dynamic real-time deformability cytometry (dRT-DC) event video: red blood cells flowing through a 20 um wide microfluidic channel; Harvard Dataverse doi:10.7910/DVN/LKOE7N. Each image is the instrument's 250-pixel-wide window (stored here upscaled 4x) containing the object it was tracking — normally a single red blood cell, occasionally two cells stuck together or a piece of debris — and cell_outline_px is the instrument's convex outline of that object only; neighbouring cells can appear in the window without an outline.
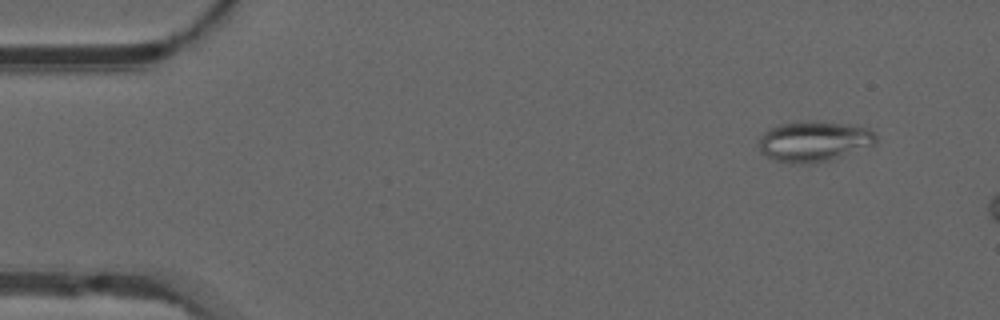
{"species": "common noctule bat (a hibernating species)", "species_latin": "Nyctalus noctula", "temperature_condition": "warm", "stored_images_in_passage": 14, "camera_frame_rate_fps": 3000, "um_per_image_px": 0.085, "animal": {"sex": "male", "forearm_length_mm": 52.5}, "frame": {"image": 1, "passage_image": 5, "time_ms": 1.333, "image_size_px": [1000, 320], "cell_outline_px": [[876, 144], [828, 160], [808, 164], [788, 164], [764, 156], [760, 152], [760, 136], [768, 128], [780, 124], [800, 120], [820, 120], [868, 128], [876, 136]], "centroid_in_image_um": [69.13, 12.0], "position_along_channel_um": 15.9, "area_um2": 27.86}}